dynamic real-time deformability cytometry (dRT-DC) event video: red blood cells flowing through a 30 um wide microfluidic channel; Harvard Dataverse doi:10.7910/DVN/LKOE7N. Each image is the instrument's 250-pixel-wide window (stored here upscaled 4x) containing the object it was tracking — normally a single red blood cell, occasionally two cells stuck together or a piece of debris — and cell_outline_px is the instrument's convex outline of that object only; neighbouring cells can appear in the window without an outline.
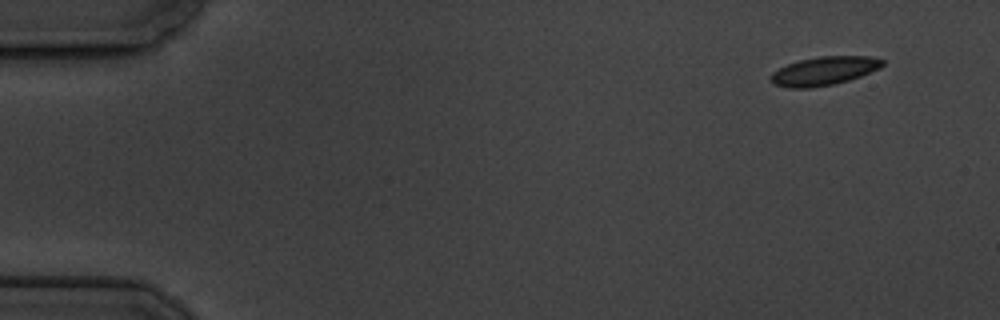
{"species": "common noctule bat (a hibernating species)", "species_latin": "Nyctalus noctula", "temperature_condition": "cold", "stored_images_in_passage": 6, "camera_frame_rate_fps": 3000, "um_per_image_px": 0.085, "animal": {"sex": "male", "body_mass_g": 19.5, "forearm_length_mm": 54.6}, "frame": {"image": 1, "passage_image": 1, "time_ms": 0.0, "image_size_px": [1000, 320], "cell_outline_px": [[884, 64], [880, 68], [860, 76], [848, 80], [832, 84], [808, 88], [788, 88], [772, 84], [772, 72], [788, 64], [800, 60], [820, 56], [868, 56], [884, 60]], "centroid_in_image_um": [70.05, 6.03], "position_along_channel_um": 15.0, "area_um2": 18.38}}
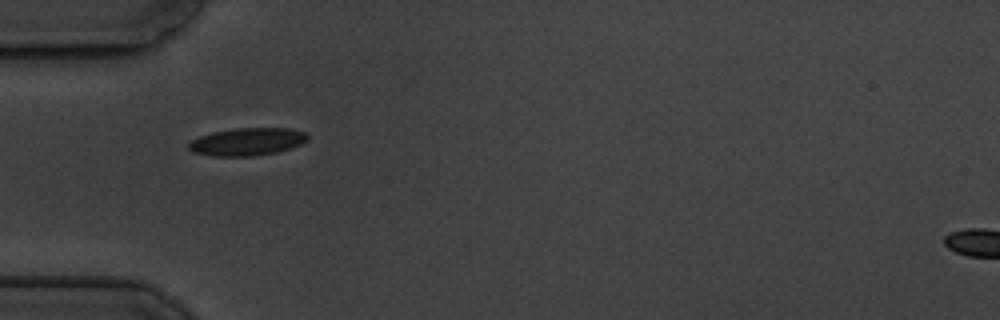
{"frame": {"image": 2, "passage_image": 5, "time_ms": 4.667, "image_size_px": [1000, 320], "cell_outline_px": [[308, 140], [300, 144], [276, 152], [252, 156], [212, 156], [192, 152], [188, 148], [188, 144], [192, 140], [200, 136], [212, 132], [232, 128], [288, 128], [304, 132], [308, 136]], "centroid_in_image_um": [20.97, 12.04], "position_along_channel_um": 64.0, "area_um2": 19.07}}
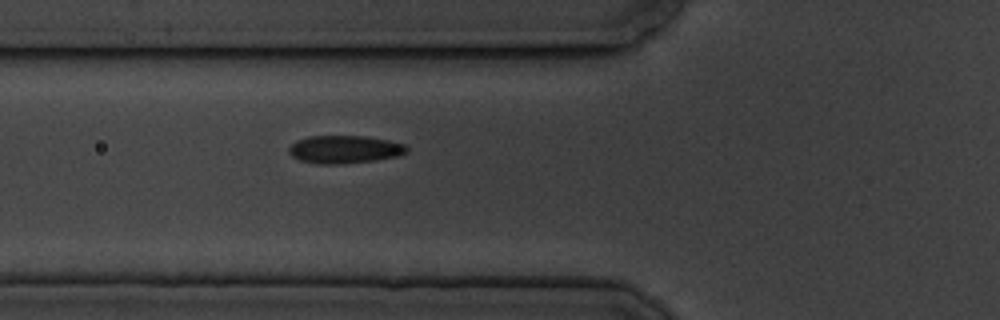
{"frame": {"image": 3, "passage_image": 6, "time_ms": 5.667, "image_size_px": [1000, 320], "cell_outline_px": [[408, 152], [400, 156], [376, 160], [336, 164], [316, 164], [300, 160], [292, 156], [288, 152], [288, 148], [296, 140], [308, 136], [364, 136], [388, 140], [404, 144], [408, 148]], "centroid_in_image_um": [29.29, 12.7], "position_along_channel_um": 96.5, "area_um2": 19.25}}